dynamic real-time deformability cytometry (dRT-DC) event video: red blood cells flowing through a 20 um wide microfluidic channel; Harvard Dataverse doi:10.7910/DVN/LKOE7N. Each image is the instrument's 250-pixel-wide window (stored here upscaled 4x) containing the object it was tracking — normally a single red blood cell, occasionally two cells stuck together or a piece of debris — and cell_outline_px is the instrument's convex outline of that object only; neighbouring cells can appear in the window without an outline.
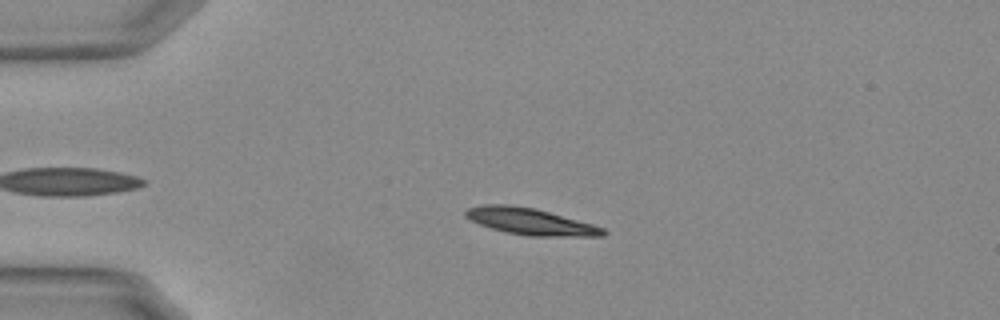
{"species": "Egyptian fruit bat (a non-hibernating species)", "species_latin": "Rousettus aegyptiacus", "temperature_condition": "warm", "stored_images_in_passage": 48, "camera_frame_rate_fps": 3000, "um_per_image_px": 0.085, "animal": {"sex": "female"}, "frame": {"image": 1, "passage_image": 14, "time_ms": 4.333, "image_size_px": [1000, 320], "cell_outline_px": [[608, 232], [604, 236], [528, 236], [504, 232], [480, 224], [464, 216], [464, 212], [468, 208], [484, 204], [508, 204], [532, 208], [548, 212], [592, 224], [604, 228]], "centroid_in_image_um": [45.07, 18.83], "position_along_channel_um": 39.9, "area_um2": 21.1}}
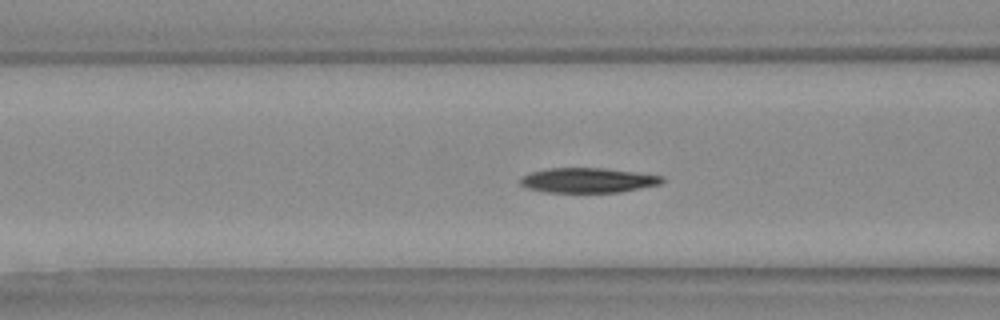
{"frame": {"image": 2, "passage_image": 23, "time_ms": 7.333, "image_size_px": [1000, 320], "cell_outline_px": [[664, 180], [660, 184], [620, 192], [544, 192], [528, 188], [520, 184], [520, 180], [524, 176], [532, 172], [548, 168], [600, 168], [664, 176]], "centroid_in_image_um": [49.96, 15.33], "position_along_channel_um": 116.6, "area_um2": 20.23}}
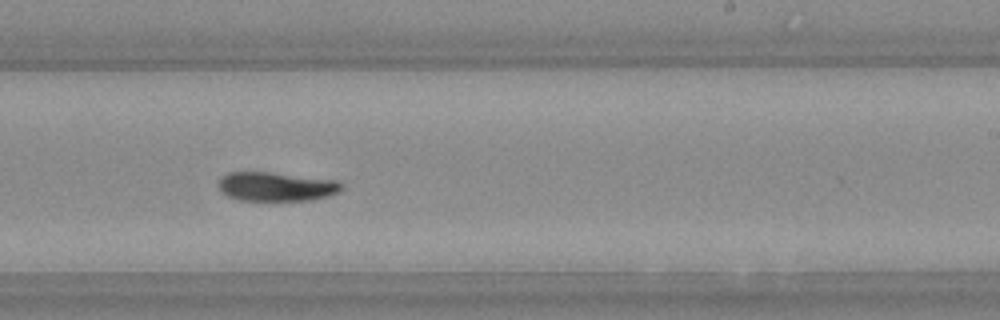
{"frame": {"image": 3, "passage_image": 35, "time_ms": 11.333, "image_size_px": [1000, 320], "cell_outline_px": [[344, 188], [340, 192], [328, 196], [312, 200], [240, 200], [228, 196], [220, 192], [220, 180], [228, 172], [268, 172], [336, 180]], "centroid_in_image_um": [23.5, 15.86], "position_along_channel_um": 265.5, "area_um2": 20.63}, "authors_computed_cell_mechanics": {"area_um2": 20.9525, "velocity_mm_per_s": 3.7428, "shape_relaxation_time_tau1_ms": 7.609, "shape_relaxation_time_tau2_ms": null, "deformation_change_tau1": 0.2042, "deformation_change_tau2": null}}